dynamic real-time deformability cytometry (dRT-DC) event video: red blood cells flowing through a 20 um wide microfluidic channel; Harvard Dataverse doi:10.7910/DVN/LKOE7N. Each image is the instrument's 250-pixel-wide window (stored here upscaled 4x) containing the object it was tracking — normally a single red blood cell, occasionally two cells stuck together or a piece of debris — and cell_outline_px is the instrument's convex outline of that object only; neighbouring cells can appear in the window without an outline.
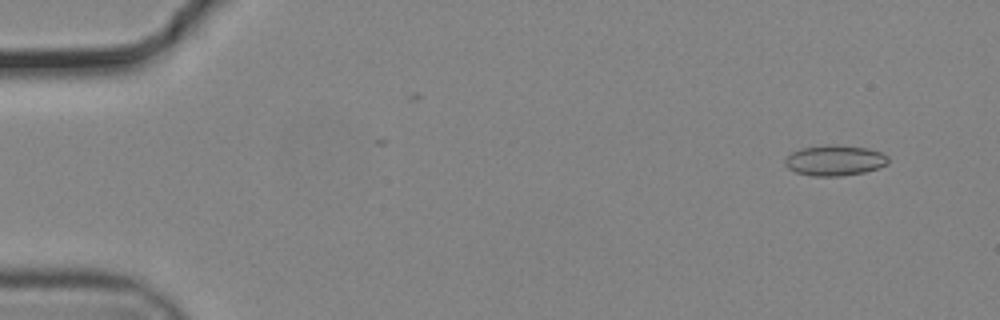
{"species": "common noctule bat (a hibernating species)", "species_latin": "Nyctalus noctula", "temperature_condition": "cold", "stored_images_in_passage": 55, "camera_frame_rate_fps": 3000, "um_per_image_px": 0.085, "animal": {"sex": "male", "body_mass_g": 19.2, "forearm_length_mm": 51.8}, "frame": {"image": 1, "passage_image": 4, "time_ms": 1.0, "image_size_px": [1000, 320], "cell_outline_px": [[888, 164], [880, 168], [864, 172], [840, 176], [812, 176], [796, 172], [788, 168], [784, 164], [784, 160], [792, 152], [800, 148], [832, 144], [868, 148], [880, 152], [888, 156]], "centroid_in_image_um": [70.96, 13.63], "position_along_channel_um": 14.0, "area_um2": 18.44}}
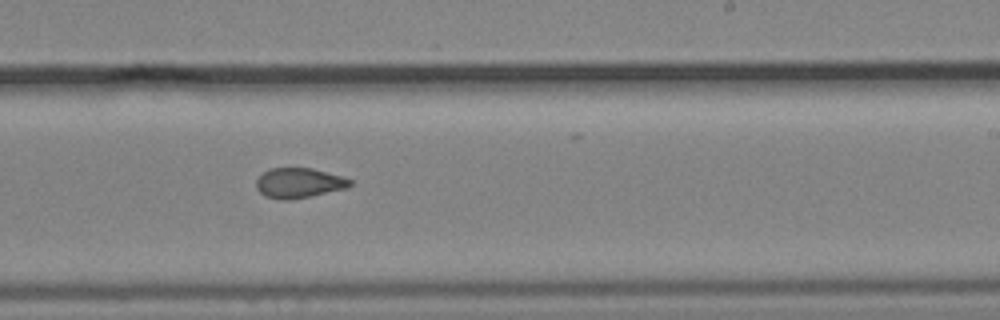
{"frame": {"image": 2, "passage_image": 34, "time_ms": 11.0, "image_size_px": [1000, 320], "cell_outline_px": [[352, 184], [344, 188], [292, 200], [280, 200], [264, 196], [256, 188], [256, 180], [268, 168], [312, 168], [340, 176], [352, 180]], "centroid_in_image_um": [25.35, 15.55], "position_along_channel_um": 263.7, "area_um2": 16.24}}
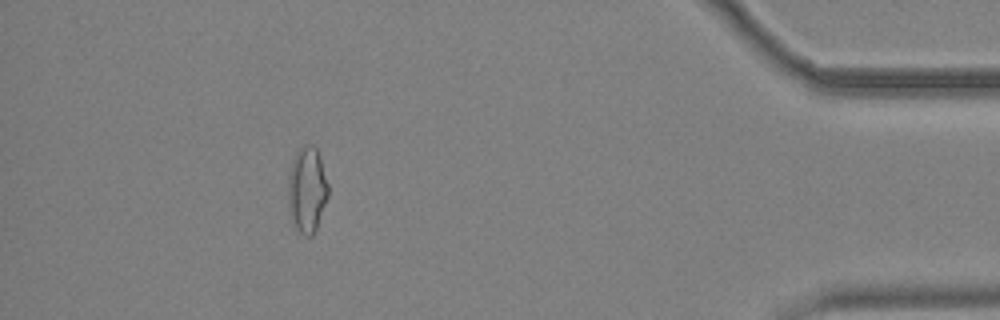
{"frame": {"image": 3, "passage_image": 50, "time_ms": 16.333, "image_size_px": [1000, 320], "cell_outline_px": [[328, 196], [316, 232], [312, 236], [304, 236], [296, 228], [288, 216], [288, 176], [292, 160], [296, 152], [304, 144], [312, 144], [316, 148], [320, 156], [328, 184]], "centroid_in_image_um": [26.09, 16.15], "position_along_channel_um": 409.1, "area_um2": 20.52}, "authors_computed_cell_mechanics": {"area_um2": 17.4556, "velocity_mm_per_s": 3.7215, "shape_relaxation_time_tau1_ms": null, "shape_relaxation_time_tau2_ms": 2.362, "deformation_change_tau1": null, "deformation_change_tau2": 0.0767}}